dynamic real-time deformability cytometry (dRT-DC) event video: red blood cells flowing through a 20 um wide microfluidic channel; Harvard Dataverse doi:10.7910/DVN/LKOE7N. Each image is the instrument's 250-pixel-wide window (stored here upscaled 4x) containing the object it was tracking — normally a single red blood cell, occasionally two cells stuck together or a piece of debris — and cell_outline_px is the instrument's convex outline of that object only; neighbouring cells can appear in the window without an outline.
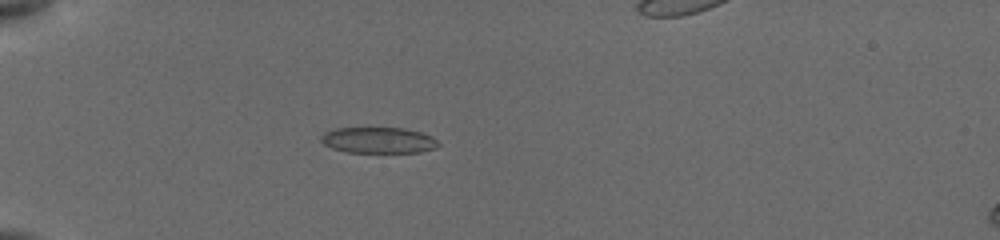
{"species": "common noctule bat (a hibernating species)", "species_latin": "Nyctalus noctula", "temperature_condition": "cold", "stored_images_in_passage": 25, "camera_frame_rate_fps": 3000, "um_per_image_px": 0.085, "animal": {"sex": "female", "body_mass_g": 19.5, "forearm_length_mm": 54.1}, "frame": {"image": 1, "passage_image": 17, "time_ms": 5.667, "image_size_px": [1000, 240], "cell_outline_px": [[440, 144], [436, 148], [420, 152], [348, 152], [332, 148], [324, 144], [320, 140], [320, 136], [324, 132], [336, 128], [404, 128], [420, 132], [432, 136]], "centroid_in_image_um": [32.16, 11.91], "position_along_channel_um": 52.8, "area_um2": 17.74}}
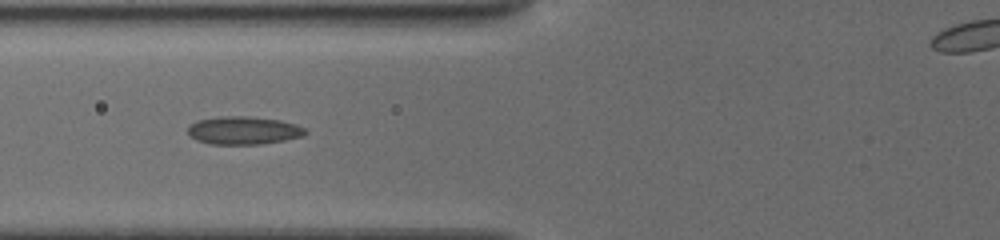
{"frame": {"image": 2, "passage_image": 24, "time_ms": 7.667, "image_size_px": [1000, 240], "cell_outline_px": [[308, 132], [304, 136], [284, 140], [260, 144], [212, 144], [196, 140], [188, 132], [188, 128], [196, 120], [220, 116], [252, 116], [280, 120], [296, 124], [304, 128]], "centroid_in_image_um": [20.72, 11.08], "position_along_channel_um": 105.1, "area_um2": 19.19}}